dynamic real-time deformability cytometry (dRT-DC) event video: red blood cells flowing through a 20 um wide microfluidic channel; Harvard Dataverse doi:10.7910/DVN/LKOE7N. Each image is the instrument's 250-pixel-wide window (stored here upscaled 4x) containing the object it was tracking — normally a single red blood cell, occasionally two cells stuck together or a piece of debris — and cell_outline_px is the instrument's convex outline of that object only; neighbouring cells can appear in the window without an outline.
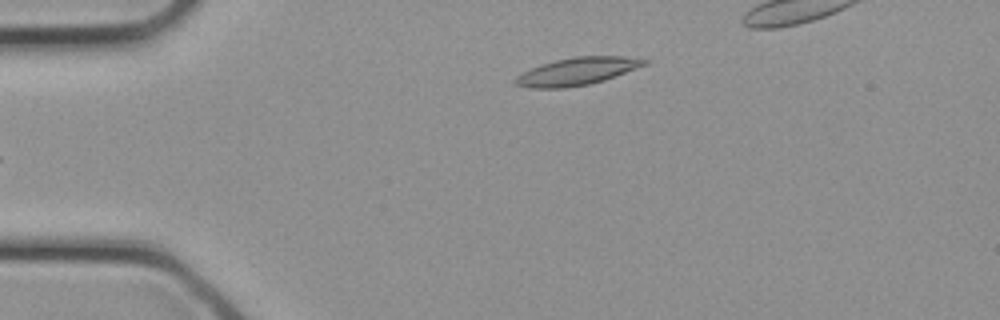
{"species": "common noctule bat (a hibernating species)", "species_latin": "Nyctalus noctula", "temperature_condition": "cold", "stored_images_in_passage": 22, "camera_frame_rate_fps": 3000, "um_per_image_px": 0.085, "animal": {"sex": "female", "body_mass_g": 21.9}, "frame": {"image": 1, "passage_image": 1, "time_ms": 0.0, "image_size_px": [1000, 320], "cell_outline_px": [[652, 60], [648, 64], [616, 76], [604, 80], [588, 84], [564, 88], [528, 88], [516, 84], [512, 80], [516, 76], [532, 68], [556, 60], [572, 56], [624, 56]], "centroid_in_image_um": [49.1, 6.06], "position_along_channel_um": 35.9, "area_um2": 20.69}}
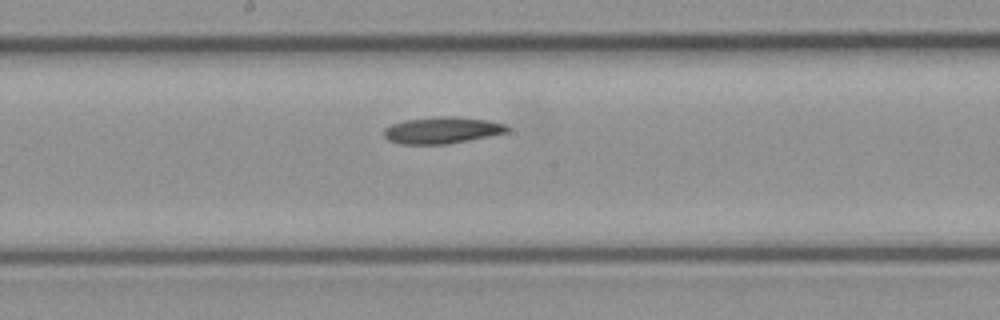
{"frame": {"image": 2, "passage_image": 11, "time_ms": 3.333, "image_size_px": [1000, 320], "cell_outline_px": [[508, 132], [448, 144], [400, 144], [388, 140], [384, 136], [384, 128], [392, 124], [404, 120], [440, 116], [456, 116], [488, 120], [504, 124], [508, 128]], "centroid_in_image_um": [37.54, 11.06], "position_along_channel_um": 210.7, "area_um2": 19.07}}
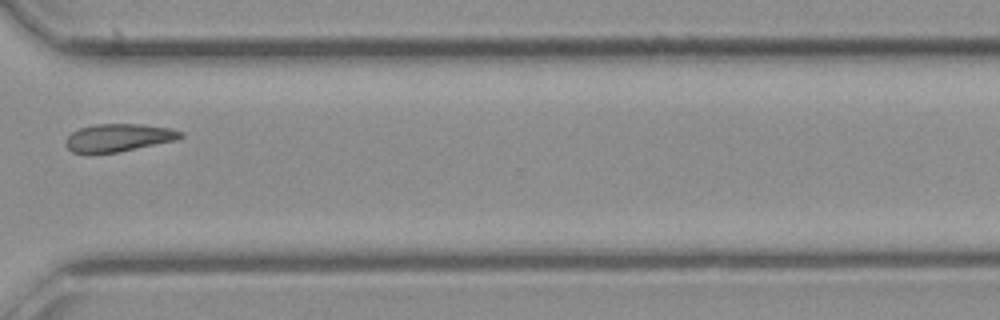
{"frame": {"image": 3, "passage_image": 18, "time_ms": 5.667, "image_size_px": [1000, 320], "cell_outline_px": [[184, 136], [176, 140], [116, 152], [72, 152], [64, 144], [64, 140], [72, 132], [80, 128], [96, 124], [140, 124], [172, 128], [184, 132]], "centroid_in_image_um": [10.09, 11.68], "position_along_channel_um": 360.5, "area_um2": 18.38}}